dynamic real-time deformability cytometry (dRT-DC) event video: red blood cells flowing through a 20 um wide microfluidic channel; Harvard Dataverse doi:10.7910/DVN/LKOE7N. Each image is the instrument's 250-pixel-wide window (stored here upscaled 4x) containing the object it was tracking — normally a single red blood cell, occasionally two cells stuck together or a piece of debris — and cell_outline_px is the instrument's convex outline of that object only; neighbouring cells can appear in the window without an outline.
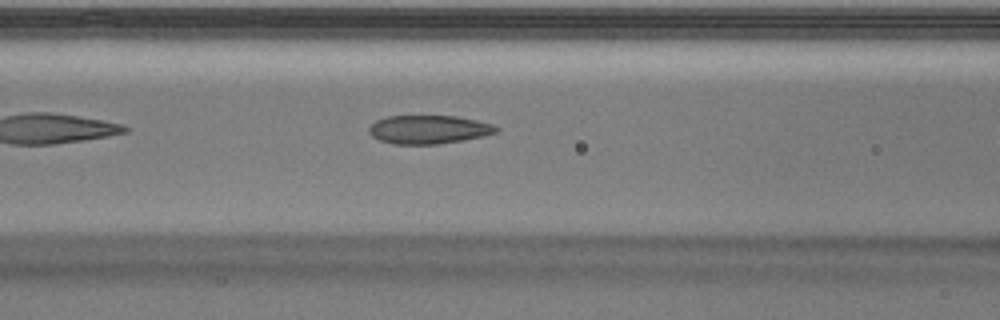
{"species": "Egyptian fruit bat (a non-hibernating species)", "species_latin": "Rousettus aegyptiacus", "temperature_condition": "warm", "stored_images_in_passage": 7, "camera_frame_rate_fps": 3000, "um_per_image_px": 0.085, "animal": {"sex": "male"}, "frame": {"image": 1, "passage_image": 6, "time_ms": 1.667, "image_size_px": [1000, 320], "cell_outline_px": [[500, 128], [496, 132], [484, 136], [436, 144], [392, 144], [380, 140], [372, 136], [368, 132], [368, 128], [376, 120], [388, 116], [456, 116], [476, 120], [492, 124]], "centroid_in_image_um": [36.41, 11.0], "position_along_channel_um": 130.2, "area_um2": 21.04}}